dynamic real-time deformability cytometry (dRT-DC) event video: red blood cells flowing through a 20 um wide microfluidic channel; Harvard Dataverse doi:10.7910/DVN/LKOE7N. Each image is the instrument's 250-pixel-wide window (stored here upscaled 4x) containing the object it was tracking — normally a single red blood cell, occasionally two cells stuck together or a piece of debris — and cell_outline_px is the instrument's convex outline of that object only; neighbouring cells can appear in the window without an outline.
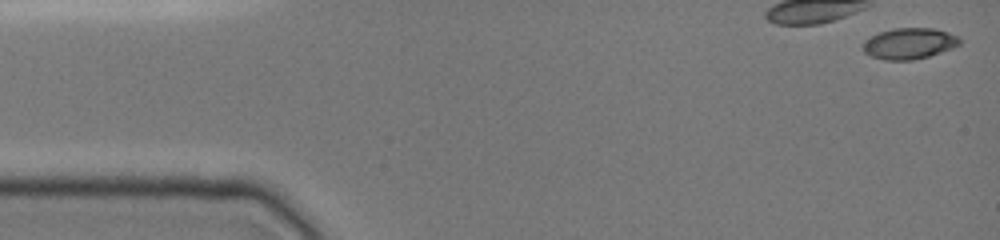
{"species": "common noctule bat (a hibernating species)", "species_latin": "Nyctalus noctula", "temperature_condition": "cold", "stored_images_in_passage": 13, "camera_frame_rate_fps": 3000, "um_per_image_px": 0.085, "animal": {"sex": "female", "body_mass_g": 19.0, "forearm_length_mm": 51.5}, "frame": {"image": 1, "passage_image": 1, "time_ms": 0.0, "image_size_px": [1000, 240], "cell_outline_px": [[960, 44], [952, 48], [928, 56], [912, 60], [884, 60], [872, 56], [864, 52], [864, 40], [880, 32], [892, 28], [932, 28], [948, 32], [960, 36]], "centroid_in_image_um": [77.3, 3.69], "position_along_channel_um": 7.7, "area_um2": 17.4}}